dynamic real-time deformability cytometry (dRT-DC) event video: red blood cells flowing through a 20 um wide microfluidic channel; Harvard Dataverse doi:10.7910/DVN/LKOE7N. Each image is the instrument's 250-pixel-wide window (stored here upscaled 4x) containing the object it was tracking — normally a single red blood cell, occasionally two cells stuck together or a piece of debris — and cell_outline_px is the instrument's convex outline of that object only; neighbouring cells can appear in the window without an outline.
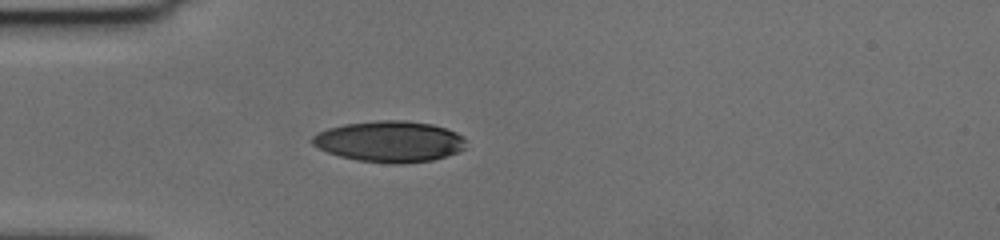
{"species": "human", "species_latin": "Homo sapiens", "temperature_condition": "cold", "stored_images_in_passage": 41, "camera_frame_rate_fps": 3000, "um_per_image_px": 0.085, "donor": {"sex": "female"}, "frame": {"image": 1, "passage_image": 1, "time_ms": 0.0, "image_size_px": [1000, 240], "cell_outline_px": [[464, 148], [460, 152], [448, 156], [432, 160], [400, 164], [392, 164], [356, 160], [340, 156], [328, 152], [312, 144], [312, 136], [316, 132], [328, 128], [344, 124], [376, 120], [404, 120], [432, 124], [456, 132], [464, 136]], "centroid_in_image_um": [33.12, 12.03], "position_along_channel_um": 51.9, "area_um2": 36.93}}
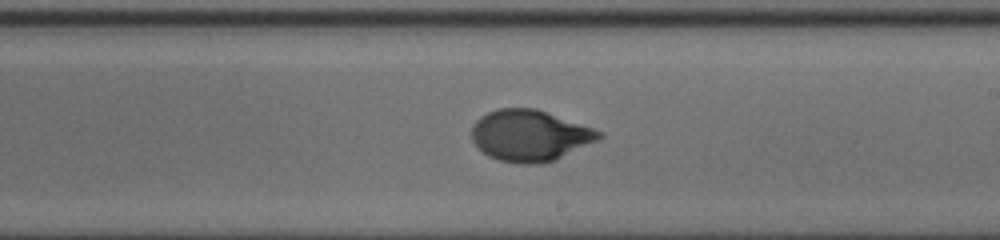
{"frame": {"image": 2, "passage_image": 18, "time_ms": 5.667, "image_size_px": [1000, 240], "cell_outline_px": [[604, 136], [556, 160], [544, 164], [520, 164], [500, 160], [488, 156], [472, 140], [472, 124], [480, 116], [496, 108], [536, 108], [592, 128], [600, 132]], "centroid_in_image_um": [45.0, 11.52], "position_along_channel_um": 244.0, "area_um2": 37.8}}
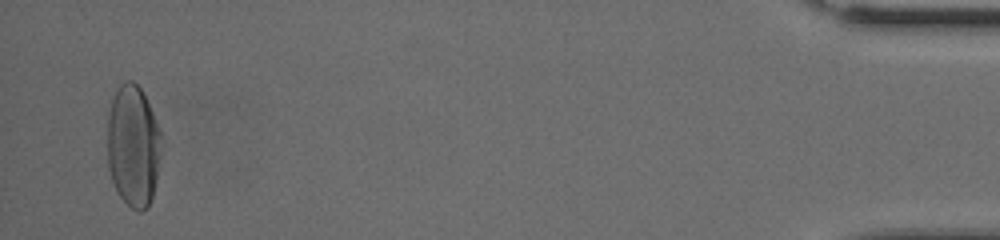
{"frame": {"image": 3, "passage_image": 40, "time_ms": 13.0, "image_size_px": [1000, 240], "cell_outline_px": [[160, 136], [156, 180], [152, 196], [148, 208], [140, 212], [136, 212], [116, 192], [108, 168], [108, 108], [112, 96], [120, 80], [132, 80], [140, 88], [148, 104], [160, 132]], "centroid_in_image_um": [11.27, 12.38], "position_along_channel_um": 423.9, "area_um2": 38.09}, "authors_computed_cell_mechanics": {"area_um2": 37.7434, "velocity_mm_per_s": 3.5982, "shape_relaxation_time_tau1_ms": 3.8236, "shape_relaxation_time_tau2_ms": 0.7994, "deformation_change_tau1": 0.2027, "deformation_change_tau2": 0.0426}}